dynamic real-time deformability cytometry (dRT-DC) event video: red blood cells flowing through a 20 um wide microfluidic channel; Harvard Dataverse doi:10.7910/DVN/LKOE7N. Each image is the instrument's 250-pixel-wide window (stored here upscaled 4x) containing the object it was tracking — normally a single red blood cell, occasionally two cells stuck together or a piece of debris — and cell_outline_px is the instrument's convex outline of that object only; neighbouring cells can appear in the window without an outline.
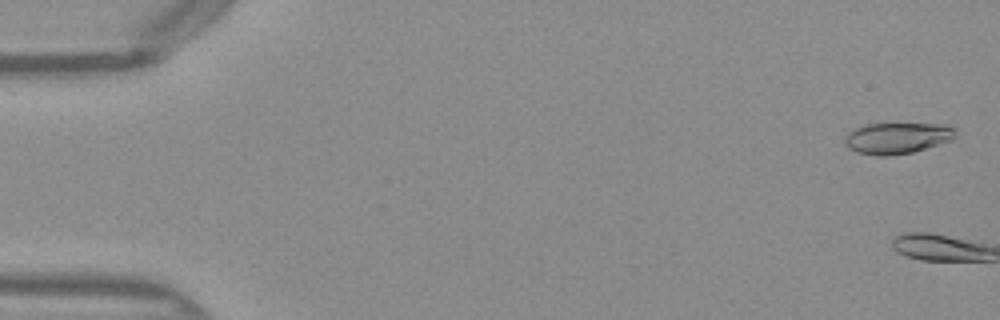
{"species": "Egyptian fruit bat (a non-hibernating species)", "species_latin": "Rousettus aegyptiacus", "temperature_condition": "warm", "stored_images_in_passage": 3, "camera_frame_rate_fps": 3000, "um_per_image_px": 0.085, "frame": {"image": 1, "passage_image": 2, "time_ms": 0.333, "image_size_px": [1000, 320], "cell_outline_px": [[956, 136], [952, 140], [912, 152], [888, 156], [876, 156], [856, 152], [848, 148], [844, 144], [844, 136], [848, 132], [864, 124], [948, 124], [956, 132]], "centroid_in_image_um": [76.23, 11.74], "position_along_channel_um": 8.8, "area_um2": 20.23}}